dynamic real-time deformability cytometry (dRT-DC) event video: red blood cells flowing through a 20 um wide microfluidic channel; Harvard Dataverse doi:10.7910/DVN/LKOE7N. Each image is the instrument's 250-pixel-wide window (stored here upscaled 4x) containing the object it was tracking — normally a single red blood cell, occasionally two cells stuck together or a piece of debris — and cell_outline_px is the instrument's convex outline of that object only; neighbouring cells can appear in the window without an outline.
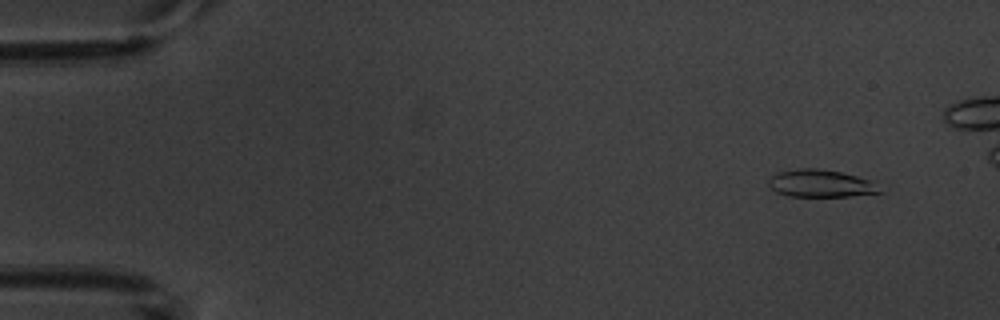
{"species": "common noctule bat (a hibernating species)", "species_latin": "Nyctalus noctula", "temperature_condition": "warm", "stored_images_in_passage": 8, "camera_frame_rate_fps": 3000, "um_per_image_px": 0.085, "animal": {"sex": "male", "body_mass_g": 20.1, "forearm_length_mm": 53.5}, "frame": {"image": 1, "passage_image": 2, "time_ms": 1.333, "image_size_px": [1000, 320], "cell_outline_px": [[880, 192], [848, 196], [788, 196], [776, 192], [768, 184], [768, 180], [776, 172], [800, 168], [820, 168], [840, 172], [876, 180]], "centroid_in_image_um": [69.76, 15.58], "position_along_channel_um": 15.2, "area_um2": 17.86}}
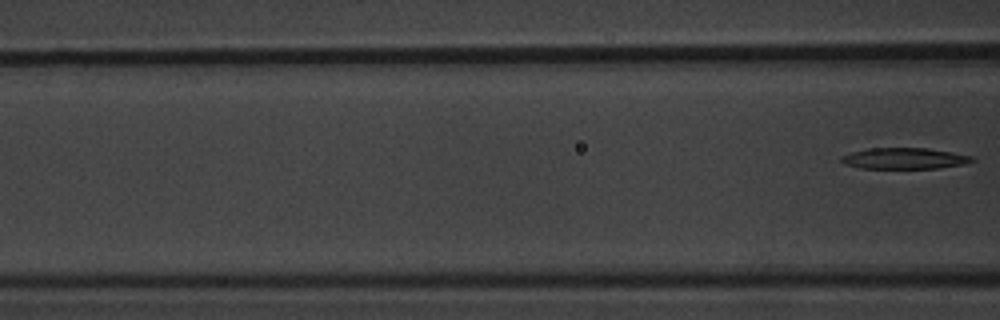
{"frame": {"image": 2, "passage_image": 8, "time_ms": 9.0, "image_size_px": [1000, 320], "cell_outline_px": [[976, 160], [960, 164], [936, 168], [860, 168], [844, 164], [840, 160], [840, 156], [852, 152], [872, 148], [928, 148], [952, 152], [972, 156]], "centroid_in_image_um": [76.83, 13.46], "position_along_channel_um": 89.8, "area_um2": 15.9}}